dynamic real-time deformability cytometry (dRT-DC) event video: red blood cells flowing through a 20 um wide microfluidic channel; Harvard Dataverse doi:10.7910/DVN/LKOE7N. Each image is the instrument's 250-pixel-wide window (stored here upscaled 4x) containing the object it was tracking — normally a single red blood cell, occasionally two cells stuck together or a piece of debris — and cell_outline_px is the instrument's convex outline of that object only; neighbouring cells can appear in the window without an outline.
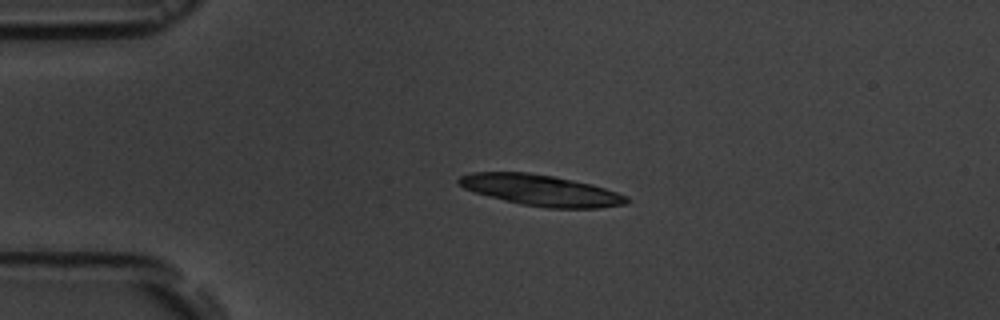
{"species": "common noctule bat (a hibernating species)", "species_latin": "Nyctalus noctula", "temperature_condition": "room temperature", "stored_images_in_passage": 3, "camera_frame_rate_fps": 3000, "um_per_image_px": 0.085, "animal": {"sex": "male", "body_mass_g": 19.5, "forearm_length_mm": 54.6}, "frame": {"image": 1, "passage_image": 2, "time_ms": 1.333, "image_size_px": [1000, 320], "cell_outline_px": [[632, 200], [624, 204], [600, 208], [548, 208], [524, 204], [504, 200], [472, 192], [464, 188], [456, 180], [460, 176], [472, 172], [528, 172], [552, 176], [592, 184], [628, 196]], "centroid_in_image_um": [45.98, 16.17], "position_along_channel_um": 39.0, "area_um2": 30.23}}